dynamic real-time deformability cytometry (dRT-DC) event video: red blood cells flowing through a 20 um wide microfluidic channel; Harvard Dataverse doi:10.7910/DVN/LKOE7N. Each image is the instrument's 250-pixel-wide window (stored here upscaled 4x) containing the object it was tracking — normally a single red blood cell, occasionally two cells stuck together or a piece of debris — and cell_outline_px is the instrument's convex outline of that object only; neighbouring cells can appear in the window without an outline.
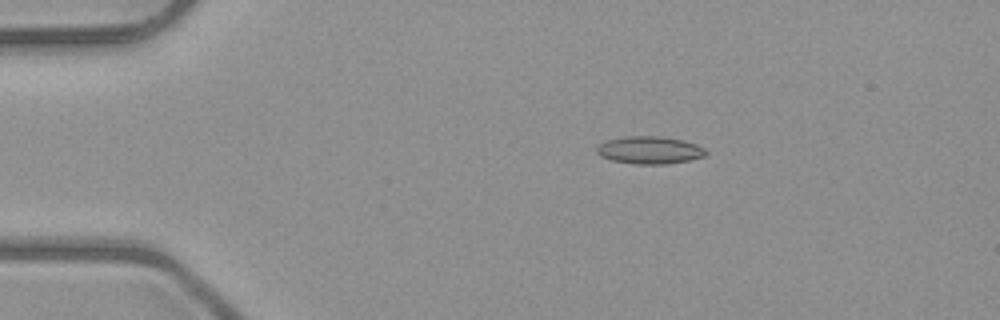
{"species": "common noctule bat (a hibernating species)", "species_latin": "Nyctalus noctula", "temperature_condition": "room temperature", "stored_images_in_passage": 6, "camera_frame_rate_fps": 3000, "um_per_image_px": 0.085, "animal": {"sex": "male", "body_mass_g": 23.1, "forearm_length_mm": 52.7}, "frame": {"image": 1, "passage_image": 1, "time_ms": 0.0, "image_size_px": [1000, 320], "cell_outline_px": [[708, 152], [704, 156], [688, 160], [664, 164], [632, 164], [612, 160], [600, 156], [596, 152], [596, 148], [604, 140], [624, 136], [660, 136], [684, 140], [696, 144], [704, 148]], "centroid_in_image_um": [55.18, 12.75], "position_along_channel_um": 29.8, "area_um2": 17.63}}
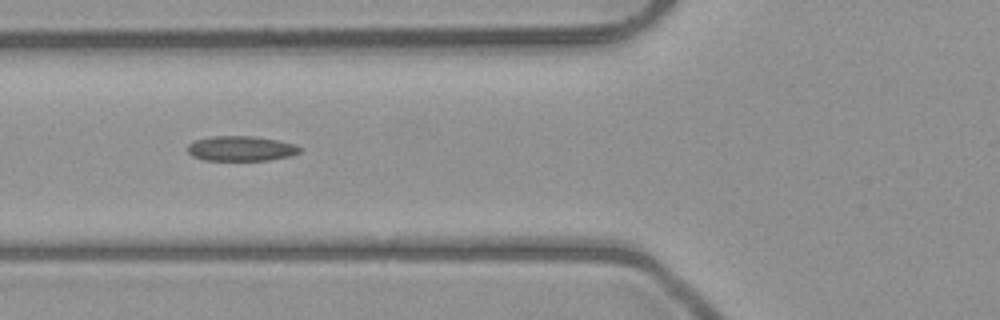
{"frame": {"image": 2, "passage_image": 4, "time_ms": 3.333, "image_size_px": [1000, 320], "cell_outline_px": [[300, 152], [292, 156], [268, 160], [204, 160], [192, 156], [188, 152], [188, 144], [196, 140], [212, 136], [252, 136], [276, 140], [296, 144], [300, 148]], "centroid_in_image_um": [20.49, 12.63], "position_along_channel_um": 105.3, "area_um2": 16.3}}
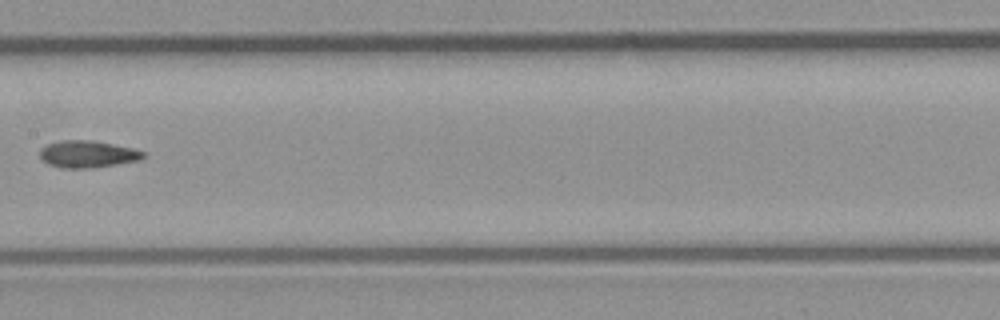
{"frame": {"image": 3, "passage_image": 6, "time_ms": 5.667, "image_size_px": [1000, 320], "cell_outline_px": [[148, 156], [140, 160], [92, 168], [64, 168], [48, 164], [40, 156], [40, 148], [48, 144], [60, 140], [92, 140], [132, 148], [144, 152]], "centroid_in_image_um": [7.46, 13.1], "position_along_channel_um": 199.9, "area_um2": 16.24}}